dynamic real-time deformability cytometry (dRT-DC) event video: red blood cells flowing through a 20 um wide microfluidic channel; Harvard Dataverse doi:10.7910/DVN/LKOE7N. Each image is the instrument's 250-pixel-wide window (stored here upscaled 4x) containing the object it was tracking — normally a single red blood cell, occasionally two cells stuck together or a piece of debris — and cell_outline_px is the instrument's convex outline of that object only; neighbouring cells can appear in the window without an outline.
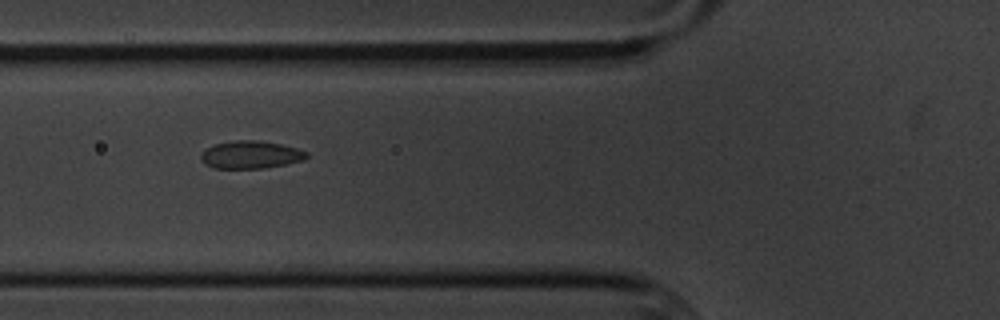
{"species": "common noctule bat (a hibernating species)", "species_latin": "Nyctalus noctula", "temperature_condition": "cold", "stored_images_in_passage": 12, "segment_of_instrument_passage": [1, 2], "camera_frame_rate_fps": 3000, "um_per_image_px": 0.085, "animal": {"sex": "male", "body_mass_g": 20.1, "forearm_length_mm": 53.5}, "frame": {"image": 1, "passage_image": 2, "time_ms": 1.0, "image_size_px": [1000, 320], "cell_outline_px": [[308, 156], [304, 160], [264, 168], [212, 168], [204, 164], [200, 160], [200, 152], [216, 144], [232, 140], [256, 140], [280, 144], [296, 148], [308, 152]], "centroid_in_image_um": [21.27, 13.15], "position_along_channel_um": 104.5, "area_um2": 17.05}}
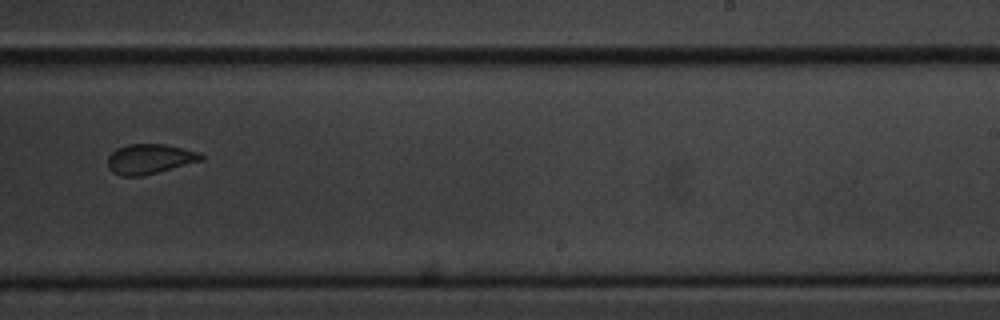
{"frame": {"image": 2, "passage_image": 6, "time_ms": 6.0, "image_size_px": [1000, 320], "cell_outline_px": [[204, 160], [140, 176], [120, 176], [112, 172], [108, 168], [108, 156], [116, 148], [128, 144], [164, 144], [200, 152], [204, 156]], "centroid_in_image_um": [12.71, 13.5], "position_along_channel_um": 276.3, "area_um2": 16.24}}
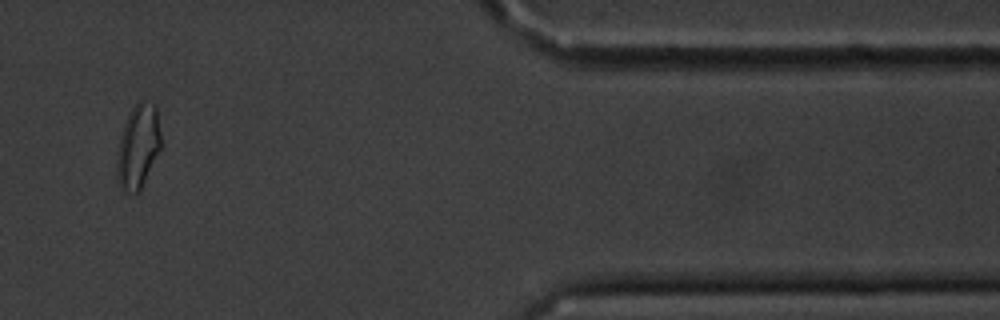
{"frame": {"image": 3, "passage_image": 10, "time_ms": 10.667, "image_size_px": [1000, 320], "cell_outline_px": [[160, 148], [140, 192], [132, 196], [124, 192], [120, 188], [116, 180], [116, 156], [120, 136], [124, 124], [132, 108], [140, 100], [156, 104], [160, 132]], "centroid_in_image_um": [11.7, 12.52], "position_along_channel_um": 399.7, "area_um2": 21.91}}